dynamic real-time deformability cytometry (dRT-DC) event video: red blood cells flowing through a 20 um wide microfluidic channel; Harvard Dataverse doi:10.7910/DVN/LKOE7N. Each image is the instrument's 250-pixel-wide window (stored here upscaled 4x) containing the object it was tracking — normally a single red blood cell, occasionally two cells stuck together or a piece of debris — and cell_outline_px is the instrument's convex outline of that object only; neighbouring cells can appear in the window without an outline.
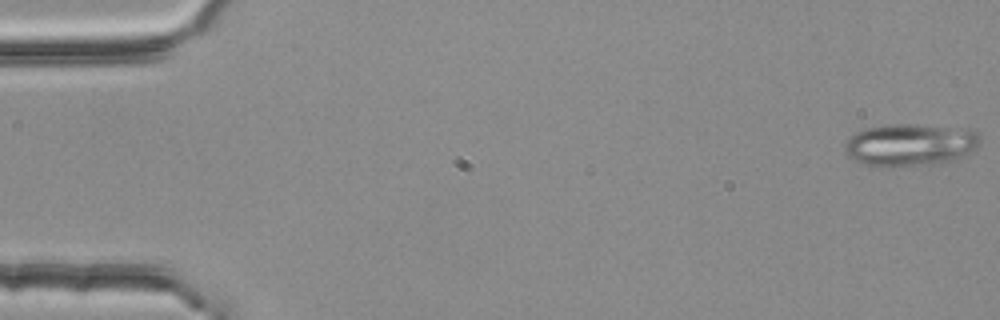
{"species": "common noctule bat (a hibernating species)", "species_latin": "Nyctalus noctula", "temperature_condition": "room temperature", "stored_images_in_passage": 6, "camera_frame_rate_fps": 3000, "um_per_image_px": 0.085, "animal": {"sex": "female", "body_mass_g": 25.1}, "frame": {"image": 1, "passage_image": 1, "time_ms": 0.0, "image_size_px": [1000, 320], "cell_outline_px": [[980, 144], [976, 148], [952, 160], [932, 164], [884, 168], [876, 168], [852, 160], [848, 156], [844, 148], [844, 144], [856, 132], [864, 128], [892, 124], [916, 124], [968, 128], [976, 132], [980, 136]], "centroid_in_image_um": [77.33, 12.31], "position_along_channel_um": 7.7, "area_um2": 33.81}}